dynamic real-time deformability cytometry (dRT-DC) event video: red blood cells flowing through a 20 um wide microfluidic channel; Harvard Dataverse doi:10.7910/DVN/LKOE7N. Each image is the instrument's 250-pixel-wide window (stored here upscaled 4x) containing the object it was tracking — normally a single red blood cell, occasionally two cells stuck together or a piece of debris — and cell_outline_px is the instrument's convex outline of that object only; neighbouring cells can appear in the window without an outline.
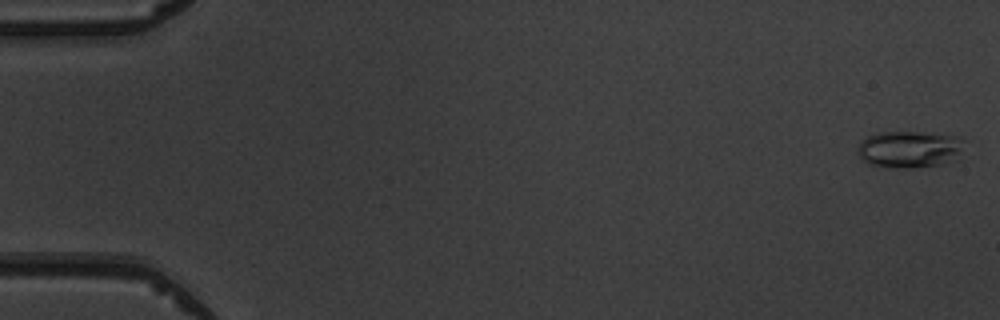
{"species": "common noctule bat (a hibernating species)", "species_latin": "Nyctalus noctula", "temperature_condition": "warm", "stored_images_in_passage": 5, "camera_frame_rate_fps": 3000, "um_per_image_px": 0.085, "animal": {"sex": "male", "body_mass_g": 19.5, "forearm_length_mm": 54.6}, "frame": {"image": 1, "passage_image": 1, "time_ms": 0.0, "image_size_px": [1000, 320], "cell_outline_px": [[960, 148], [956, 152], [940, 164], [908, 168], [888, 168], [868, 164], [860, 156], [856, 148], [860, 140], [868, 136], [880, 132], [920, 132], [960, 136]], "centroid_in_image_um": [77.13, 12.67], "position_along_channel_um": 7.9, "area_um2": 22.25}}